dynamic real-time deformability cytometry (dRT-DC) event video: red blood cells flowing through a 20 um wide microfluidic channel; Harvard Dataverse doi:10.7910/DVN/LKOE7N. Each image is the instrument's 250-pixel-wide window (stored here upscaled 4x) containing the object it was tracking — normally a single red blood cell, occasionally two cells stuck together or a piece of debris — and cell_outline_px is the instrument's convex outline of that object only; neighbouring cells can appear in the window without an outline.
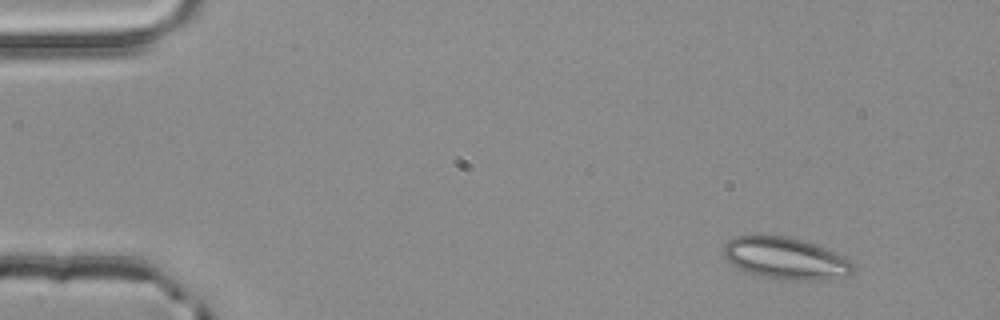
{"species": "common noctule bat (a hibernating species)", "species_latin": "Nyctalus noctula", "temperature_condition": "room temperature", "stored_images_in_passage": 3, "camera_frame_rate_fps": 3000, "um_per_image_px": 0.085, "animal": {"sex": "male", "body_mass_g": 20.4}, "frame": {"image": 1, "passage_image": 1, "time_ms": 0.0, "image_size_px": [1000, 320], "cell_outline_px": [[856, 268], [848, 276], [808, 280], [784, 280], [760, 276], [736, 268], [724, 256], [724, 244], [728, 240], [736, 236], [784, 236], [804, 240], [844, 256], [852, 260]], "centroid_in_image_um": [66.79, 21.96], "position_along_channel_um": 18.2, "area_um2": 31.5}}